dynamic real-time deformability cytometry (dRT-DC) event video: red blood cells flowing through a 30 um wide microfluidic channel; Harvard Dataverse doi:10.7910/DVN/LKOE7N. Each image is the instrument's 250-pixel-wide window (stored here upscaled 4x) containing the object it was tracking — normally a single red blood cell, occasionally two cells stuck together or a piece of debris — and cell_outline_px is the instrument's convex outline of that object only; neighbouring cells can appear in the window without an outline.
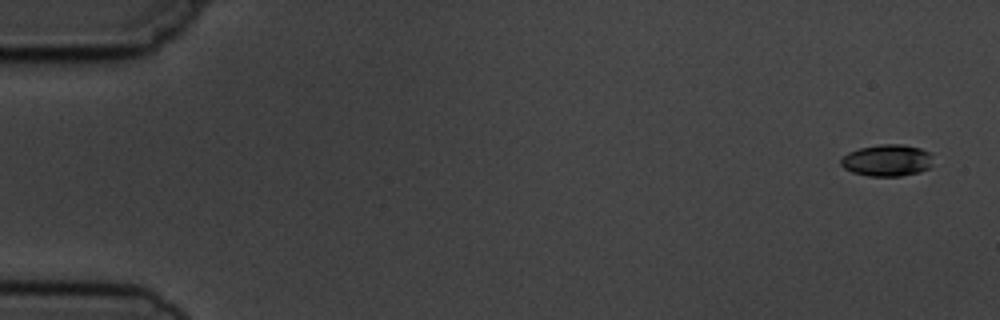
{"species": "common noctule bat (a hibernating species)", "species_latin": "Nyctalus noctula", "temperature_condition": "cold", "stored_images_in_passage": 7, "camera_frame_rate_fps": 3000, "um_per_image_px": 0.085, "animal": {"sex": "male", "body_mass_g": 19.5, "forearm_length_mm": 54.6}, "frame": {"image": 1, "passage_image": 1, "time_ms": 0.0, "image_size_px": [1000, 320], "cell_outline_px": [[928, 168], [920, 172], [900, 176], [868, 176], [852, 172], [844, 168], [840, 164], [840, 160], [848, 152], [860, 148], [880, 144], [904, 144], [920, 148], [928, 152]], "centroid_in_image_um": [75.32, 13.63], "position_along_channel_um": 9.7, "area_um2": 16.76}}
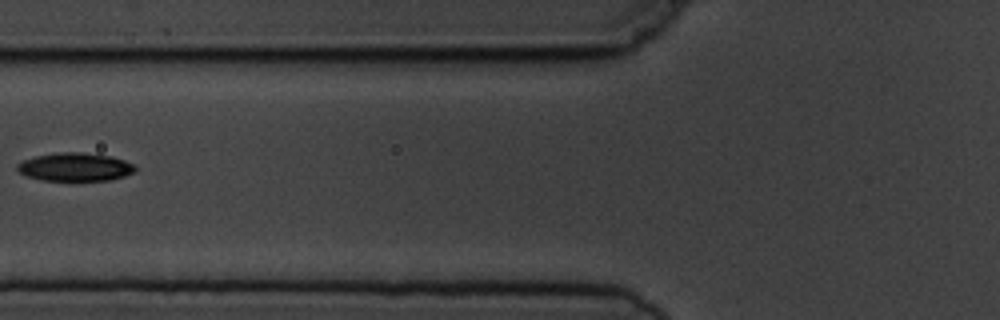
{"frame": {"image": 2, "passage_image": 6, "time_ms": 6.667, "image_size_px": [1000, 320], "cell_outline_px": [[136, 172], [112, 180], [76, 184], [40, 180], [24, 176], [16, 168], [16, 164], [24, 160], [36, 156], [56, 152], [80, 152], [112, 156], [124, 160], [132, 164], [136, 168]], "centroid_in_image_um": [6.38, 14.25], "position_along_channel_um": 119.4, "area_um2": 20.58}}
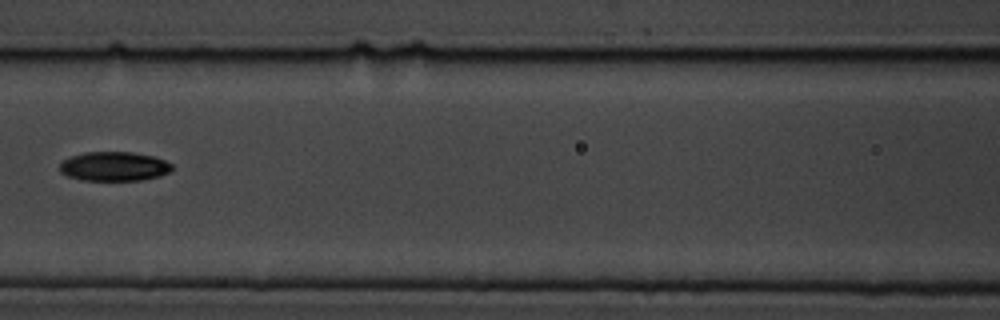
{"frame": {"image": 3, "passage_image": 7, "time_ms": 7.667, "image_size_px": [1000, 320], "cell_outline_px": [[172, 172], [160, 176], [140, 180], [80, 180], [68, 176], [60, 172], [60, 160], [84, 152], [132, 152], [152, 156], [164, 160], [172, 164]], "centroid_in_image_um": [9.69, 14.14], "position_along_channel_um": 156.9, "area_um2": 19.25}}